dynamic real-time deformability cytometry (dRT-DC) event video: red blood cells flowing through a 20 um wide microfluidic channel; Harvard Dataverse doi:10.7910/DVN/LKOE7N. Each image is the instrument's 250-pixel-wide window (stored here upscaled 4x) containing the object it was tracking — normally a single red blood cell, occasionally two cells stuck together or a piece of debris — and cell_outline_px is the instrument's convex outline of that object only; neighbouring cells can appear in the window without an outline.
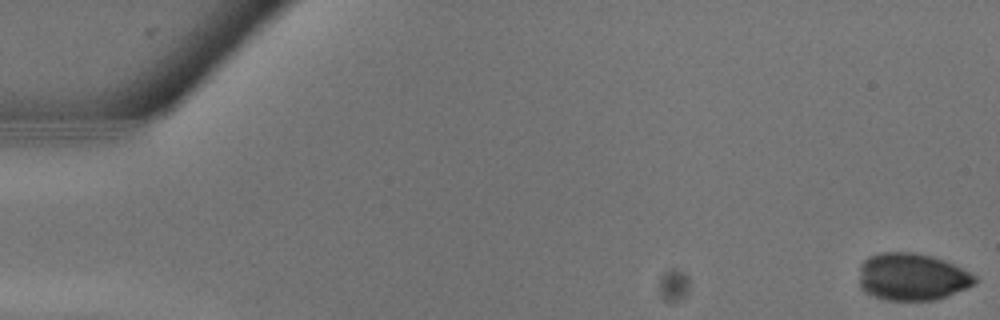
{"species": "common noctule bat (a hibernating species)", "species_latin": "Nyctalus noctula", "temperature_condition": "warm", "stored_images_in_passage": 9, "camera_frame_rate_fps": 3000, "um_per_image_px": 0.085, "animal": {"sex": "male", "body_mass_g": 13.3}, "frame": {"image": 1, "passage_image": 1, "time_ms": 0.0, "image_size_px": [1000, 320], "cell_outline_px": [[976, 284], [968, 288], [948, 296], [936, 300], [888, 300], [872, 296], [864, 292], [860, 288], [860, 264], [868, 256], [880, 252], [912, 252], [932, 256], [944, 260], [976, 276]], "centroid_in_image_um": [77.5, 23.54], "position_along_channel_um": 7.5, "area_um2": 32.08}}
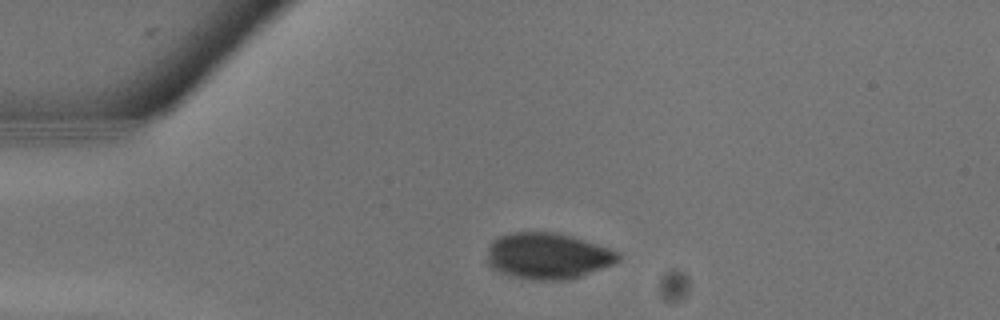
{"frame": {"image": 2, "passage_image": 7, "time_ms": 2.0, "image_size_px": [1000, 320], "cell_outline_px": [[620, 260], [616, 264], [568, 280], [532, 280], [512, 276], [500, 272], [492, 268], [488, 264], [488, 244], [492, 240], [500, 236], [512, 232], [552, 232], [572, 236], [620, 252]], "centroid_in_image_um": [46.57, 21.76], "position_along_channel_um": 38.4, "area_um2": 35.43}}